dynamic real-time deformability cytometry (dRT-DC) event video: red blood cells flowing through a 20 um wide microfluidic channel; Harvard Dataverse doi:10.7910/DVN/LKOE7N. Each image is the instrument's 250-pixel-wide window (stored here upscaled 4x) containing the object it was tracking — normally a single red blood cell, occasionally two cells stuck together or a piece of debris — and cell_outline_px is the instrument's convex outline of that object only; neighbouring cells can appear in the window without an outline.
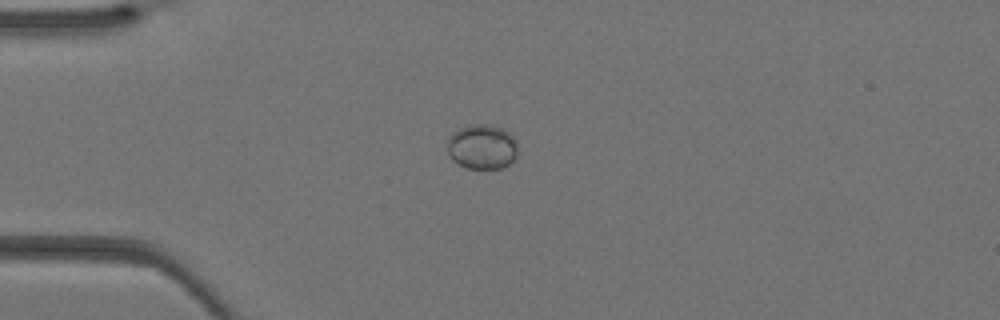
{"species": "Egyptian fruit bat (a non-hibernating species)", "species_latin": "Rousettus aegyptiacus", "temperature_condition": "warm", "stored_images_in_passage": 32, "camera_frame_rate_fps": 3000, "um_per_image_px": 0.085, "animal": {"sex": "female"}, "frame": {"image": 1, "passage_image": 2, "time_ms": 0.333, "image_size_px": [1000, 320], "cell_outline_px": [[516, 156], [508, 164], [500, 168], [468, 168], [452, 160], [448, 152], [448, 136], [452, 132], [460, 128], [472, 124], [488, 124], [500, 128], [508, 132], [516, 140]], "centroid_in_image_um": [40.95, 12.46], "position_along_channel_um": 44.0, "area_um2": 18.21}}
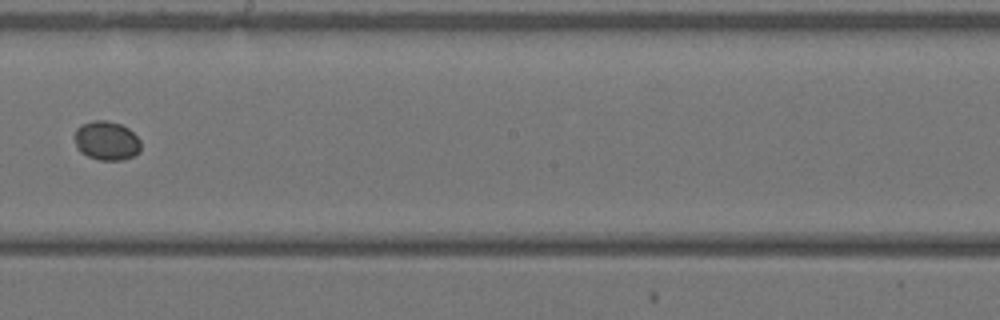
{"frame": {"image": 2, "passage_image": 15, "time_ms": 4.667, "image_size_px": [1000, 320], "cell_outline_px": [[140, 152], [132, 156], [120, 160], [100, 160], [88, 156], [80, 152], [76, 148], [76, 128], [80, 124], [92, 120], [108, 120], [120, 124], [128, 128], [140, 140]], "centroid_in_image_um": [9.05, 11.95], "position_along_channel_um": 239.2, "area_um2": 15.09}}
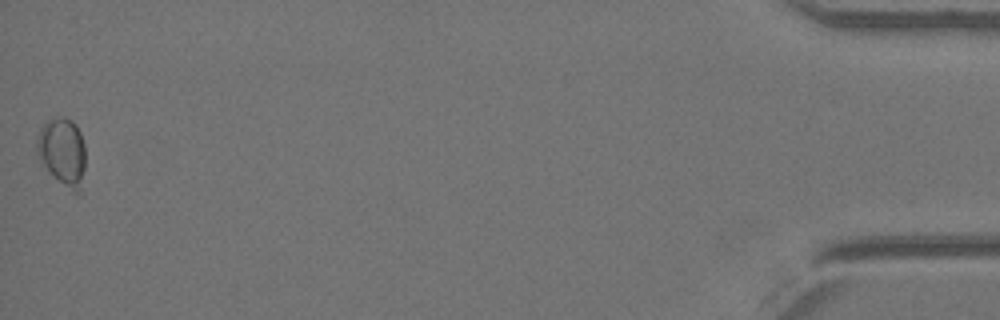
{"frame": {"image": 3, "passage_image": 32, "time_ms": 10.333, "image_size_px": [1000, 320], "cell_outline_px": [[84, 168], [80, 196], [72, 192], [44, 164], [36, 152], [36, 136], [40, 128], [48, 120], [60, 116], [64, 116], [72, 120], [76, 124], [80, 132], [84, 144]], "centroid_in_image_um": [5.32, 12.86], "position_along_channel_um": 429.9, "area_um2": 19.02}}